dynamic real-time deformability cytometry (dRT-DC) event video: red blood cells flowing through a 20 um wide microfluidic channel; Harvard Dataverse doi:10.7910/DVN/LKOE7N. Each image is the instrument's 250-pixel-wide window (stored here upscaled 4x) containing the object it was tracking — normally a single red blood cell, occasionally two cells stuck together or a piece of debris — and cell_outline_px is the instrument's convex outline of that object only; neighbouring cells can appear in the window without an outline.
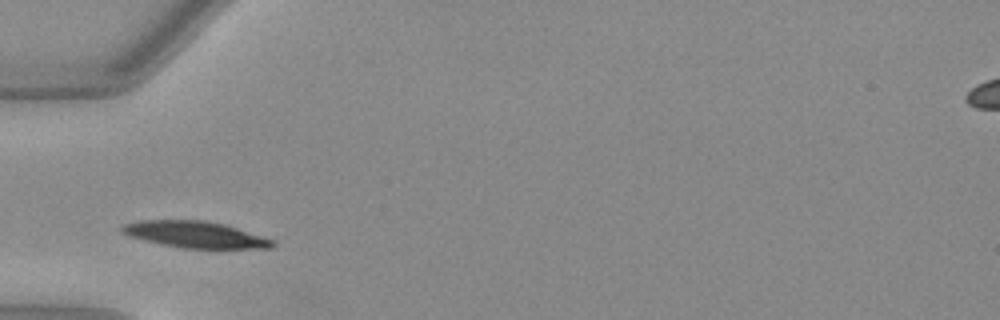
{"species": "Egyptian fruit bat (a non-hibernating species)", "species_latin": "Rousettus aegyptiacus", "temperature_condition": "warm", "stored_images_in_passage": 26, "camera_frame_rate_fps": 3000, "um_per_image_px": 0.085, "animal": {"sex": "female"}, "frame": {"image": 1, "passage_image": 1, "time_ms": 0.0, "image_size_px": [1000, 320], "cell_outline_px": [[276, 244], [272, 248], [180, 248], [144, 240], [128, 236], [120, 232], [120, 228], [124, 224], [136, 220], [204, 220], [224, 224], [276, 240]], "centroid_in_image_um": [16.58, 19.93], "position_along_channel_um": 68.4, "area_um2": 23.35}}
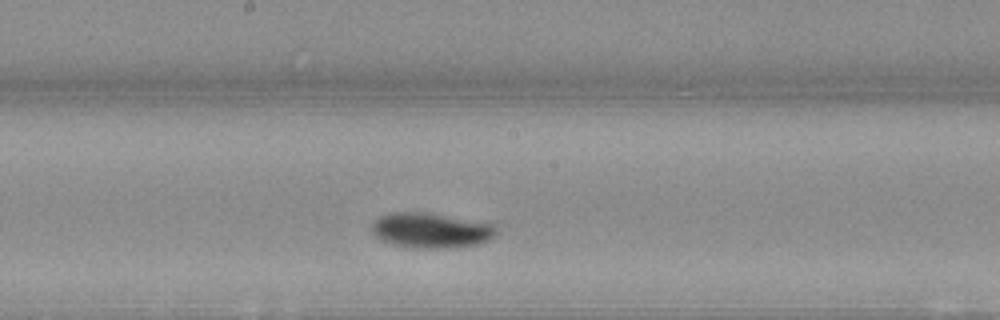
{"frame": {"image": 2, "passage_image": 12, "time_ms": 3.667, "image_size_px": [1000, 320], "cell_outline_px": [[496, 236], [480, 244], [456, 248], [412, 248], [380, 240], [372, 232], [372, 224], [380, 216], [392, 212], [428, 212], [496, 224]], "centroid_in_image_um": [36.68, 19.58], "position_along_channel_um": 211.5, "area_um2": 25.78}}
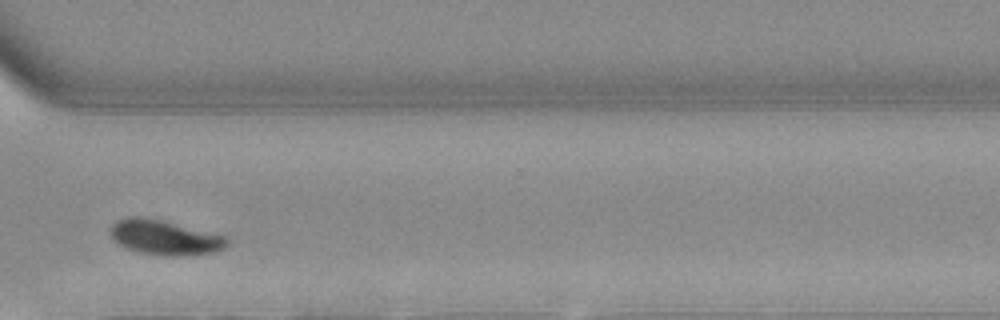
{"frame": {"image": 3, "passage_image": 23, "time_ms": 7.333, "image_size_px": [1000, 320], "cell_outline_px": [[228, 244], [224, 248], [216, 252], [188, 256], [156, 256], [136, 252], [124, 248], [116, 244], [112, 236], [112, 224], [116, 220], [128, 216], [136, 216], [160, 220], [228, 236]], "centroid_in_image_um": [14.01, 20.22], "position_along_channel_um": 356.6, "area_um2": 24.04}, "authors_computed_cell_mechanics": {"area_um2": 24.0737, "velocity_mm_per_s": 3.938, "shape_relaxation_time_tau1_ms": 2.6578, "shape_relaxation_time_tau2_ms": null, "deformation_change_tau1": 0.1365, "deformation_change_tau2": null}}